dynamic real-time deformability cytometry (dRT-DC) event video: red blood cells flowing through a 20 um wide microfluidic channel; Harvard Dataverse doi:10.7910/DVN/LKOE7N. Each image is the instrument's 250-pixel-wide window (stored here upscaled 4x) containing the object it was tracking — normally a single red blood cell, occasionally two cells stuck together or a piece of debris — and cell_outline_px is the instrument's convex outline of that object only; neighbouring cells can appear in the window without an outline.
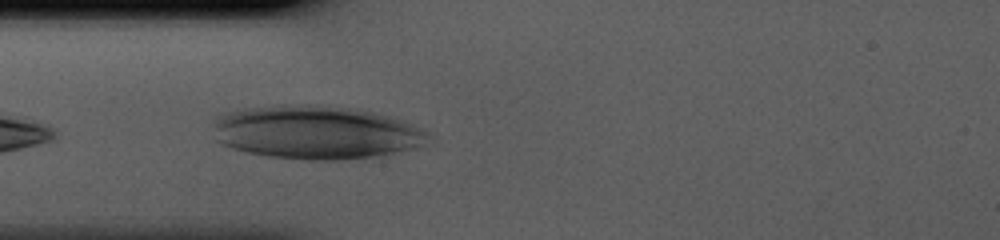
{"species": "human", "species_latin": "Homo sapiens", "temperature_condition": "cold", "stored_images_in_passage": 8, "camera_frame_rate_fps": 3000, "um_per_image_px": 0.085, "donor": {"sex": "male"}, "frame": {"image": 1, "passage_image": 2, "time_ms": 0.333, "image_size_px": [1000, 240], "cell_outline_px": [[428, 136], [424, 144], [412, 148], [372, 156], [336, 160], [308, 160], [268, 156], [244, 152], [220, 144], [216, 140], [212, 124], [216, 116], [228, 112], [244, 108], [276, 104], [316, 104], [356, 108], [372, 112], [396, 120], [424, 132]], "centroid_in_image_um": [26.67, 11.23], "position_along_channel_um": 58.3, "area_um2": 66.59}}
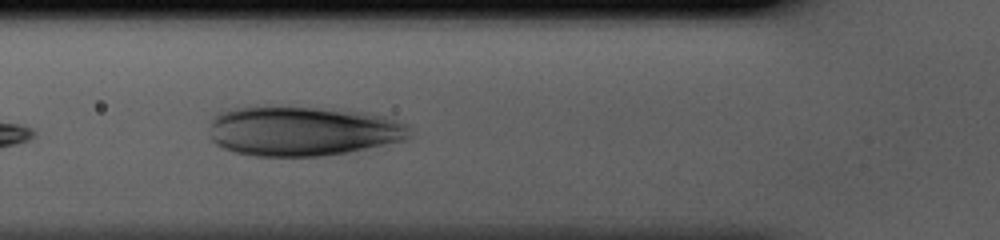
{"frame": {"image": 2, "passage_image": 5, "time_ms": 1.333, "image_size_px": [1000, 240], "cell_outline_px": [[408, 140], [348, 152], [320, 156], [256, 156], [236, 152], [224, 148], [216, 144], [208, 136], [212, 120], [216, 116], [224, 112], [240, 108], [316, 108], [360, 112], [384, 116], [408, 124]], "centroid_in_image_um": [25.75, 11.17], "position_along_channel_um": 100.0, "area_um2": 57.11}}